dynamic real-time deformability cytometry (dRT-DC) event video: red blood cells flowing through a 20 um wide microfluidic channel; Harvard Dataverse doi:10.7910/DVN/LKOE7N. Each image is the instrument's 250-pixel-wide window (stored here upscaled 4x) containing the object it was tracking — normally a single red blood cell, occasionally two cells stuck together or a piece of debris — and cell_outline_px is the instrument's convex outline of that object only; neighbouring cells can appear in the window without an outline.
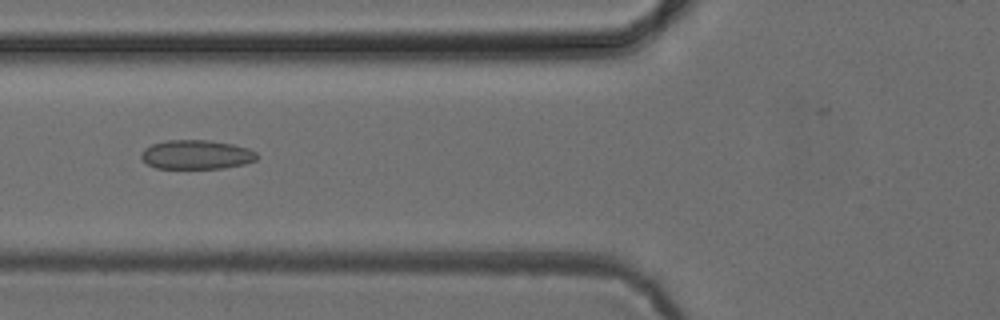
{"species": "common noctule bat (a hibernating species)", "species_latin": "Nyctalus noctula", "temperature_condition": "cold", "stored_images_in_passage": 4, "camera_frame_rate_fps": 3000, "um_per_image_px": 0.085, "animal": {"sex": "female", "body_mass_g": 24.6, "forearm_length_mm": 56.2}, "frame": {"image": 1, "passage_image": 4, "time_ms": 4.333, "image_size_px": [1000, 320], "cell_outline_px": [[260, 156], [256, 160], [244, 164], [224, 168], [156, 168], [148, 164], [140, 156], [140, 152], [144, 148], [152, 144], [168, 140], [208, 140], [232, 144], [248, 148], [256, 152]], "centroid_in_image_um": [16.71, 13.14], "position_along_channel_um": 109.1, "area_um2": 19.71}}